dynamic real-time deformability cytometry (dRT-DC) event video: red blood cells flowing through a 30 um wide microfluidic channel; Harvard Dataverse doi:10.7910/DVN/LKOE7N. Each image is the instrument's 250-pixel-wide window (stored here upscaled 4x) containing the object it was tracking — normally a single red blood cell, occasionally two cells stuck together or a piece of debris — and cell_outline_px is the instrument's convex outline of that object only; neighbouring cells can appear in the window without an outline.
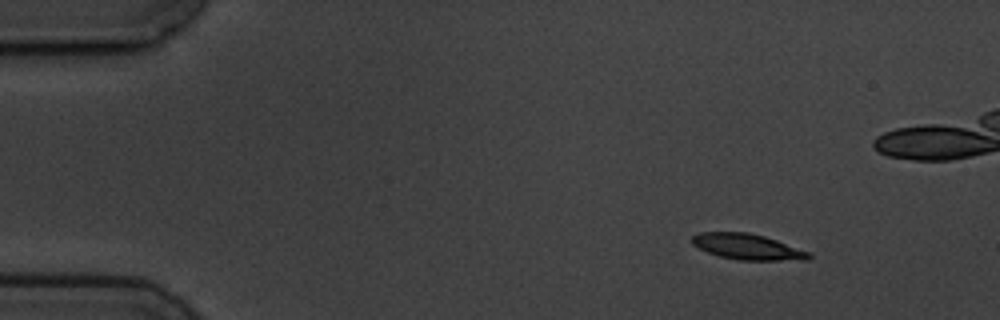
{"species": "common noctule bat (a hibernating species)", "species_latin": "Nyctalus noctula", "temperature_condition": "cold", "stored_images_in_passage": 4, "camera_frame_rate_fps": 3000, "um_per_image_px": 0.085, "animal": {"sex": "male", "body_mass_g": 19.5, "forearm_length_mm": 54.6}, "frame": {"image": 1, "passage_image": 1, "time_ms": 0.0, "image_size_px": [1000, 320], "cell_outline_px": [[812, 256], [808, 260], [736, 260], [720, 256], [708, 252], [692, 244], [688, 240], [692, 236], [700, 232], [748, 232], [764, 236], [776, 240], [808, 252]], "centroid_in_image_um": [63.49, 20.97], "position_along_channel_um": 21.5, "area_um2": 17.46}}